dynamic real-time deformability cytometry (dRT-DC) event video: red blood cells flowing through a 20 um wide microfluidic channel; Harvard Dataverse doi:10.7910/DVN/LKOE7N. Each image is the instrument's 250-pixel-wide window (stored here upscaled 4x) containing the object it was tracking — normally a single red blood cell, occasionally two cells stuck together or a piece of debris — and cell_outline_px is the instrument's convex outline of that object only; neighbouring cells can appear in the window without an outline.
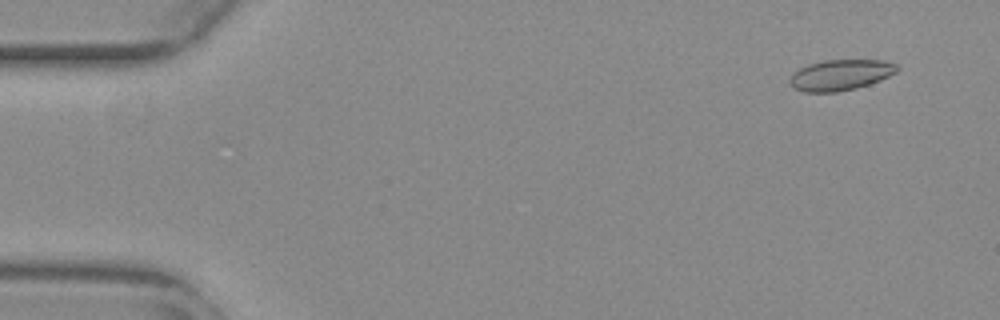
{"species": "common noctule bat (a hibernating species)", "species_latin": "Nyctalus noctula", "temperature_condition": "warm", "stored_images_in_passage": 53, "camera_frame_rate_fps": 3000, "um_per_image_px": 0.085, "animal": {"sex": "female", "body_mass_g": 29.2, "forearm_length_mm": 56.3}, "frame": {"image": 1, "passage_image": 3, "time_ms": 0.667, "image_size_px": [1000, 320], "cell_outline_px": [[900, 68], [896, 72], [880, 80], [856, 88], [836, 92], [804, 92], [796, 88], [792, 84], [792, 76], [800, 68], [808, 64], [824, 60], [880, 60], [896, 64]], "centroid_in_image_um": [71.49, 6.36], "position_along_channel_um": 13.5, "area_um2": 18.84}}
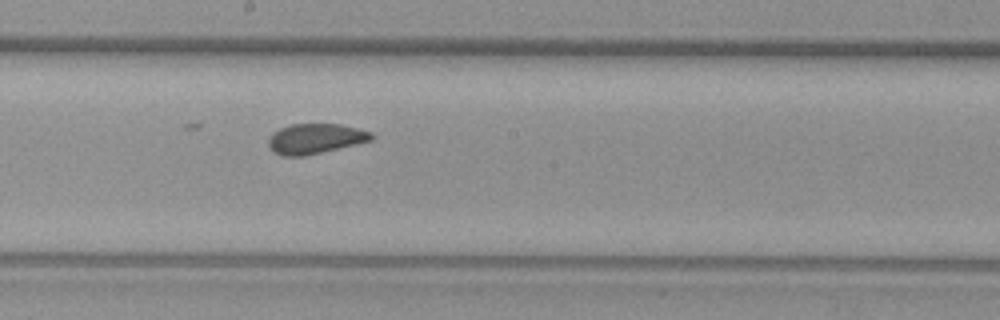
{"frame": {"image": 2, "passage_image": 29, "time_ms": 9.333, "image_size_px": [1000, 320], "cell_outline_px": [[376, 136], [372, 140], [356, 144], [304, 156], [284, 156], [272, 152], [268, 144], [268, 140], [272, 132], [280, 128], [292, 124], [340, 124], [372, 132]], "centroid_in_image_um": [26.79, 11.78], "position_along_channel_um": 221.4, "area_um2": 18.09}}
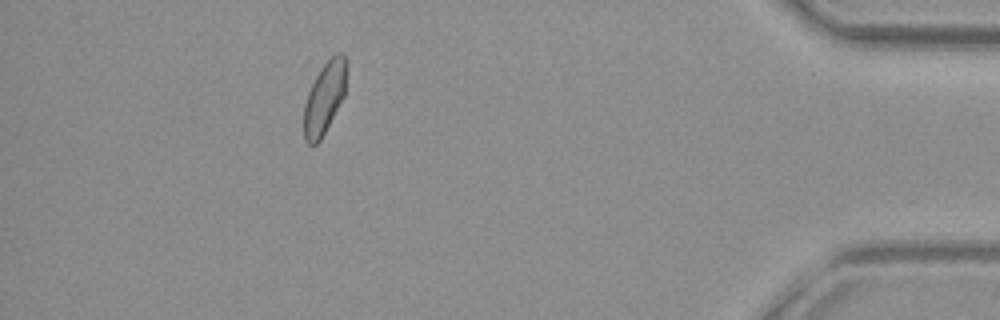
{"frame": {"image": 3, "passage_image": 48, "time_ms": 15.667, "image_size_px": [1000, 320], "cell_outline_px": [[348, 60], [344, 96], [320, 140], [316, 144], [308, 144], [304, 140], [304, 104], [308, 92], [320, 68], [336, 52], [344, 52]], "centroid_in_image_um": [27.6, 8.26], "position_along_channel_um": 407.6, "area_um2": 17.92}, "authors_computed_cell_mechanics": {"area_um2": 18.8428, "velocity_mm_per_s": 3.8204, "shape_relaxation_time_tau1_ms": null, "shape_relaxation_time_tau2_ms": 0.9477, "deformation_change_tau1": null, "deformation_change_tau2": 0.0371}}